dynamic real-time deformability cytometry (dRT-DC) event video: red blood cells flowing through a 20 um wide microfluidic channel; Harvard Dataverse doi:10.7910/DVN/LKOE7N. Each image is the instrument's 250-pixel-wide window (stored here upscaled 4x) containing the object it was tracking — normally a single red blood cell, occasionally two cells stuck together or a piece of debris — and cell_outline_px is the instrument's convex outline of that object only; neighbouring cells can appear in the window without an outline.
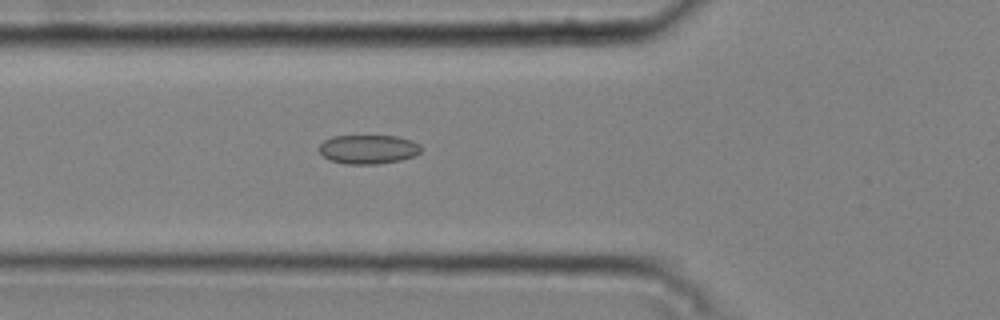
{"species": "common noctule bat (a hibernating species)", "species_latin": "Nyctalus noctula", "temperature_condition": "cold", "stored_images_in_passage": 50, "camera_frame_rate_fps": 3000, "um_per_image_px": 0.085, "animal": {"sex": "male", "body_mass_g": 20.4}, "frame": {"image": 1, "passage_image": 19, "time_ms": 6.0, "image_size_px": [1000, 320], "cell_outline_px": [[420, 152], [416, 156], [400, 160], [376, 164], [348, 164], [328, 160], [320, 152], [320, 144], [324, 140], [332, 136], [396, 136], [412, 140], [420, 144]], "centroid_in_image_um": [31.31, 12.69], "position_along_channel_um": 94.5, "area_um2": 17.28}}
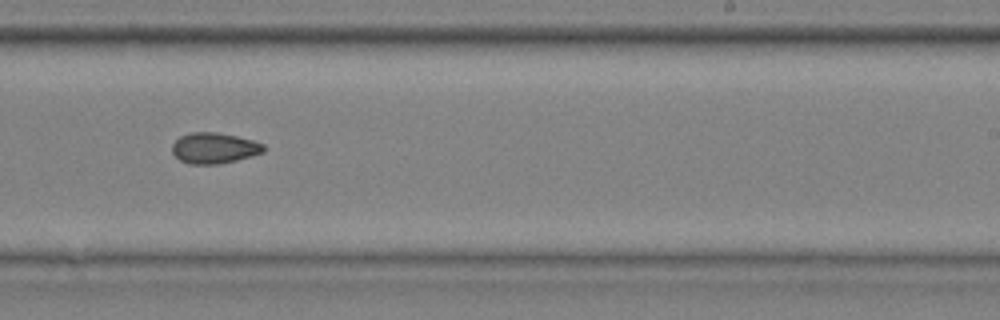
{"frame": {"image": 2, "passage_image": 33, "time_ms": 10.667, "image_size_px": [1000, 320], "cell_outline_px": [[264, 152], [252, 156], [236, 160], [216, 164], [188, 164], [180, 160], [172, 152], [172, 144], [180, 136], [192, 132], [216, 132], [236, 136], [252, 140], [264, 144]], "centroid_in_image_um": [18.2, 12.58], "position_along_channel_um": 270.8, "area_um2": 16.36}}
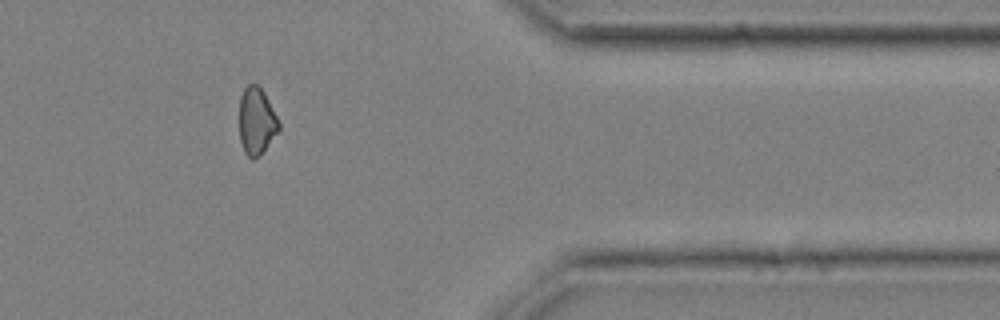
{"frame": {"image": 3, "passage_image": 44, "time_ms": 14.333, "image_size_px": [1000, 320], "cell_outline_px": [[280, 128], [264, 148], [252, 160], [244, 152], [240, 140], [240, 96], [244, 88], [248, 84], [256, 84], [264, 92], [280, 124]], "centroid_in_image_um": [21.78, 10.26], "position_along_channel_um": 389.6, "area_um2": 14.97}, "authors_computed_cell_mechanics": {"area_um2": 16.7909, "velocity_mm_per_s": 3.7787, "shape_relaxation_time_tau1_ms": 6.3466, "shape_relaxation_time_tau2_ms": null, "deformation_change_tau1": 0.093, "deformation_change_tau2": null}}